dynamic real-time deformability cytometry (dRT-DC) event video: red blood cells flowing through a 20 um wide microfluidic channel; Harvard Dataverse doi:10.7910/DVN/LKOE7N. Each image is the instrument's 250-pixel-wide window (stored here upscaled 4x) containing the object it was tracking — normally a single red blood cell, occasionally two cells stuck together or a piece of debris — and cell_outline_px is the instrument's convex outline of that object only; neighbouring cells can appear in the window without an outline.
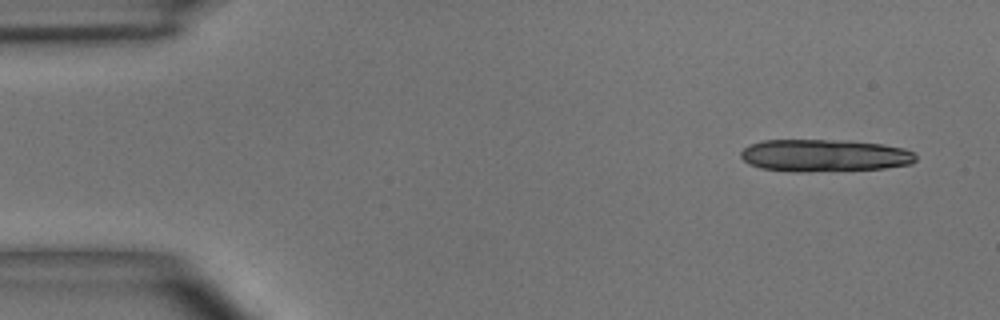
{"species": "common noctule bat (a hibernating species)", "species_latin": "Nyctalus noctula", "temperature_condition": "room temperature", "stored_images_in_passage": 4, "camera_frame_rate_fps": 3000, "um_per_image_px": 0.085, "animal": {"sex": "male", "body_mass_g": 15.6}, "frame": {"image": 1, "passage_image": 1, "time_ms": 0.0, "image_size_px": [1000, 320], "cell_outline_px": [[916, 160], [912, 164], [884, 168], [800, 172], [796, 172], [760, 168], [748, 164], [740, 156], [740, 152], [744, 148], [752, 144], [764, 140], [848, 140], [884, 144], [904, 148], [912, 152], [916, 156]], "centroid_in_image_um": [70.08, 13.21], "position_along_channel_um": 14.9, "area_um2": 33.06}}
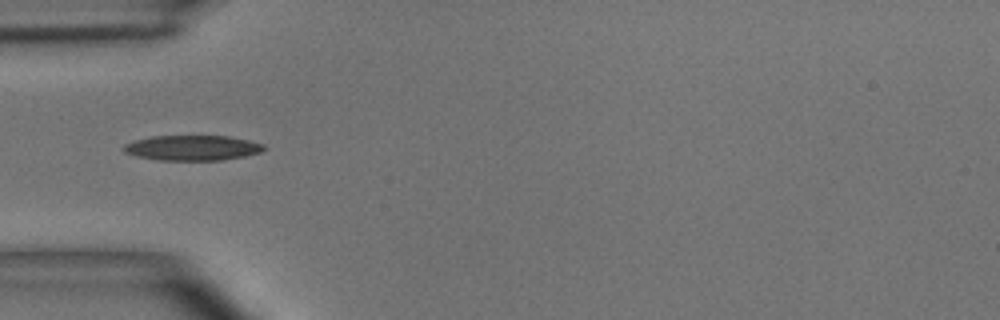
{"frame": {"image": 2, "passage_image": 4, "time_ms": 4.333, "image_size_px": [1000, 320], "cell_outline_px": [[268, 148], [260, 152], [244, 156], [220, 160], [156, 160], [136, 156], [124, 152], [124, 144], [132, 140], [152, 136], [228, 136], [248, 140], [264, 144]], "centroid_in_image_um": [16.34, 12.56], "position_along_channel_um": 68.7, "area_um2": 20.63}}